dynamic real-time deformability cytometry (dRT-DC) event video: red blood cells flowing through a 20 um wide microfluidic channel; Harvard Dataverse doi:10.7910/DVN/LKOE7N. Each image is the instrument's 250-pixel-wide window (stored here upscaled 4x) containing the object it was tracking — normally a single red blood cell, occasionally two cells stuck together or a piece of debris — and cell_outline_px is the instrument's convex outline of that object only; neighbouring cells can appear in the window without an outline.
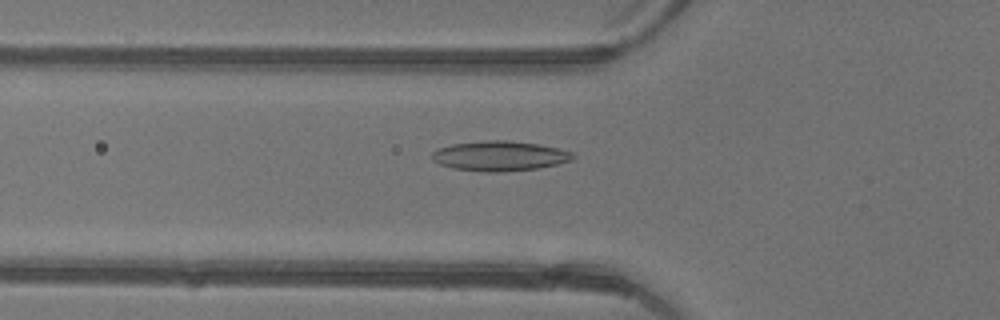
{"species": "common noctule bat (a hibernating species)", "species_latin": "Nyctalus noctula", "temperature_condition": "warm", "stored_images_in_passage": 36, "camera_frame_rate_fps": 3000, "um_per_image_px": 0.085, "animal": {"sex": "female"}, "frame": {"image": 1, "passage_image": 6, "time_ms": 1.667, "image_size_px": [1000, 320], "cell_outline_px": [[576, 156], [572, 160], [556, 164], [536, 168], [504, 172], [484, 172], [452, 168], [440, 164], [432, 160], [432, 152], [436, 148], [452, 144], [484, 140], [508, 140], [536, 144], [556, 148], [572, 152]], "centroid_in_image_um": [42.43, 13.25], "position_along_channel_um": 83.4, "area_um2": 24.57}}
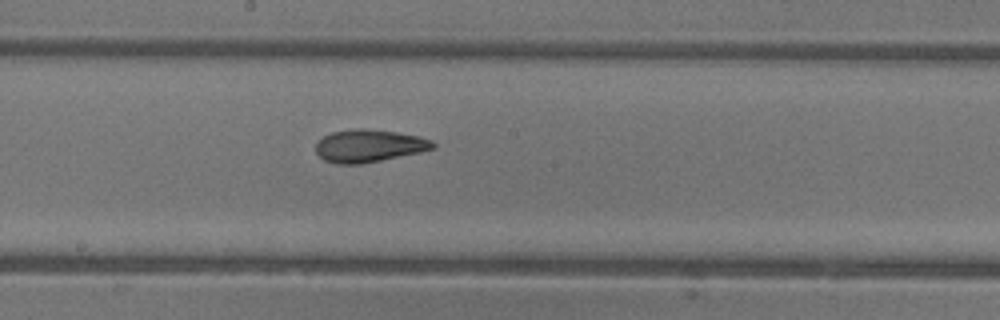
{"frame": {"image": 2, "passage_image": 15, "time_ms": 4.667, "image_size_px": [1000, 320], "cell_outline_px": [[436, 148], [420, 152], [360, 164], [336, 164], [324, 160], [316, 152], [316, 140], [332, 132], [356, 128], [364, 128], [396, 132], [416, 136], [432, 140], [436, 144]], "centroid_in_image_um": [31.34, 12.39], "position_along_channel_um": 216.9, "area_um2": 22.2}}
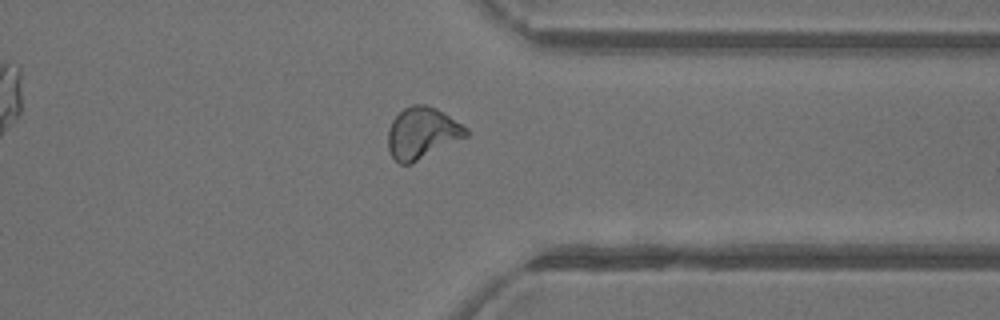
{"frame": {"image": 3, "passage_image": 26, "time_ms": 8.333, "image_size_px": [1000, 320], "cell_outline_px": [[468, 136], [412, 164], [400, 164], [392, 156], [388, 148], [388, 128], [392, 120], [404, 108], [412, 104], [424, 104], [436, 108], [444, 112], [468, 128]], "centroid_in_image_um": [35.89, 11.31], "position_along_channel_um": 375.5, "area_um2": 23.58}, "authors_computed_cell_mechanics": {"area_um2": 22.4264, "velocity_mm_per_s": 4.4246, "shape_relaxation_time_tau1_ms": 10.8674, "shape_relaxation_time_tau2_ms": 1.5819, "deformation_change_tau1": 0.2799, "deformation_change_tau2": 0.0799}}